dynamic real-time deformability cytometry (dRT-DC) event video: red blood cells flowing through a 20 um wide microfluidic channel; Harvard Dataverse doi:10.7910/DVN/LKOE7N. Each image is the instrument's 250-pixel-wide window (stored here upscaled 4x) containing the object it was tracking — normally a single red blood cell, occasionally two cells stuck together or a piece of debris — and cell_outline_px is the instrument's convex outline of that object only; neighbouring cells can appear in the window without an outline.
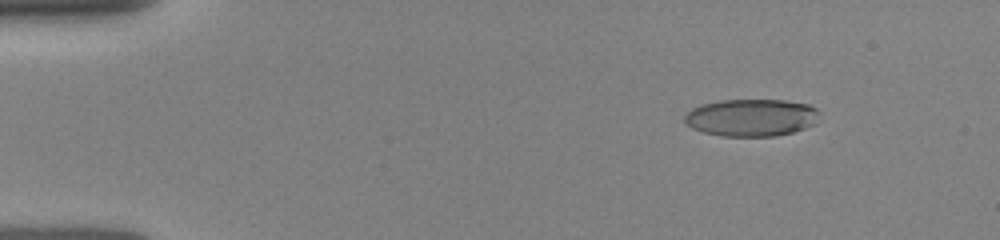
{"species": "human", "species_latin": "Homo sapiens", "temperature_condition": "room temperature", "stored_images_in_passage": 55, "camera_frame_rate_fps": 3000, "um_per_image_px": 0.085, "donor": {"sex": "female"}, "frame": {"image": 1, "passage_image": 12, "time_ms": 2.0, "image_size_px": [1000, 240], "cell_outline_px": [[820, 112], [816, 124], [792, 132], [776, 136], [720, 136], [704, 132], [692, 128], [684, 120], [684, 116], [692, 108], [700, 104], [720, 100], [784, 100], [808, 104], [816, 108]], "centroid_in_image_um": [63.88, 9.99], "position_along_channel_um": 21.1, "area_um2": 29.48}}
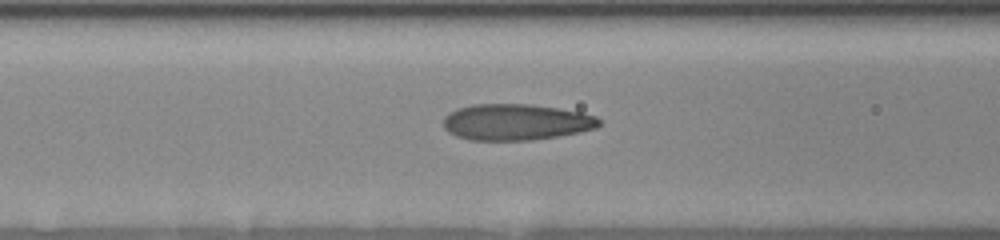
{"frame": {"image": 2, "passage_image": 34, "time_ms": 6.667, "image_size_px": [1000, 240], "cell_outline_px": [[600, 124], [596, 128], [580, 132], [532, 140], [472, 140], [456, 136], [448, 132], [444, 128], [444, 116], [448, 112], [456, 108], [472, 104], [532, 104], [580, 112], [596, 116], [600, 120]], "centroid_in_image_um": [43.83, 10.37], "position_along_channel_um": 122.8, "area_um2": 32.95}}
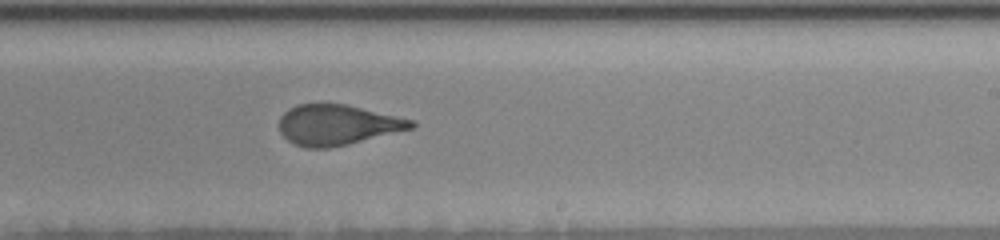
{"frame": {"image": 3, "passage_image": 54, "time_ms": 10.0, "image_size_px": [1000, 240], "cell_outline_px": [[416, 124], [412, 128], [348, 144], [328, 148], [308, 148], [296, 144], [288, 140], [280, 132], [280, 116], [288, 108], [296, 104], [344, 104], [412, 120]], "centroid_in_image_um": [28.62, 10.61], "position_along_channel_um": 260.4, "area_um2": 30.52}}